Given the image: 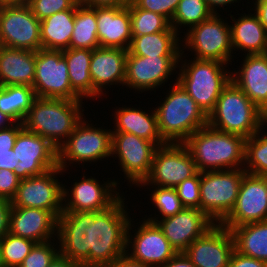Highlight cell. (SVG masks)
I'll list each match as a JSON object with an SVG mask.
<instances>
[{
  "label": "cell",
  "instance_id": "ac0fdd59",
  "mask_svg": "<svg viewBox=\"0 0 267 267\" xmlns=\"http://www.w3.org/2000/svg\"><path fill=\"white\" fill-rule=\"evenodd\" d=\"M135 229L132 237L130 220L127 228L126 253L131 259L142 262L151 267H160L172 259L177 252L164 236L157 223L143 219ZM132 225V226H131ZM130 248V249H129ZM129 250H132L130 253Z\"/></svg>",
  "mask_w": 267,
  "mask_h": 267
},
{
  "label": "cell",
  "instance_id": "1f68e13d",
  "mask_svg": "<svg viewBox=\"0 0 267 267\" xmlns=\"http://www.w3.org/2000/svg\"><path fill=\"white\" fill-rule=\"evenodd\" d=\"M230 232L236 252L267 263V221L237 226Z\"/></svg>",
  "mask_w": 267,
  "mask_h": 267
},
{
  "label": "cell",
  "instance_id": "ab89813d",
  "mask_svg": "<svg viewBox=\"0 0 267 267\" xmlns=\"http://www.w3.org/2000/svg\"><path fill=\"white\" fill-rule=\"evenodd\" d=\"M155 187L151 192V201L155 204V208L158 209L160 219H164L170 216H174L178 212L182 211L185 207L182 205L175 188L170 187Z\"/></svg>",
  "mask_w": 267,
  "mask_h": 267
},
{
  "label": "cell",
  "instance_id": "ee69618b",
  "mask_svg": "<svg viewBox=\"0 0 267 267\" xmlns=\"http://www.w3.org/2000/svg\"><path fill=\"white\" fill-rule=\"evenodd\" d=\"M76 3L77 0H29L28 5L32 13L42 21L54 13L71 9Z\"/></svg>",
  "mask_w": 267,
  "mask_h": 267
},
{
  "label": "cell",
  "instance_id": "d4e9b609",
  "mask_svg": "<svg viewBox=\"0 0 267 267\" xmlns=\"http://www.w3.org/2000/svg\"><path fill=\"white\" fill-rule=\"evenodd\" d=\"M242 67L231 72V81L267 115V57L246 55Z\"/></svg>",
  "mask_w": 267,
  "mask_h": 267
},
{
  "label": "cell",
  "instance_id": "6da1fadb",
  "mask_svg": "<svg viewBox=\"0 0 267 267\" xmlns=\"http://www.w3.org/2000/svg\"><path fill=\"white\" fill-rule=\"evenodd\" d=\"M245 138L213 129L195 131L184 144L199 172L239 169L244 166Z\"/></svg>",
  "mask_w": 267,
  "mask_h": 267
},
{
  "label": "cell",
  "instance_id": "ba28073f",
  "mask_svg": "<svg viewBox=\"0 0 267 267\" xmlns=\"http://www.w3.org/2000/svg\"><path fill=\"white\" fill-rule=\"evenodd\" d=\"M220 14H213L209 19L187 29L184 41L185 48L194 52L195 58L230 63L233 54L231 44V24L226 23Z\"/></svg>",
  "mask_w": 267,
  "mask_h": 267
},
{
  "label": "cell",
  "instance_id": "7dc6e473",
  "mask_svg": "<svg viewBox=\"0 0 267 267\" xmlns=\"http://www.w3.org/2000/svg\"><path fill=\"white\" fill-rule=\"evenodd\" d=\"M228 267H267V263L233 251Z\"/></svg>",
  "mask_w": 267,
  "mask_h": 267
},
{
  "label": "cell",
  "instance_id": "db71d44e",
  "mask_svg": "<svg viewBox=\"0 0 267 267\" xmlns=\"http://www.w3.org/2000/svg\"><path fill=\"white\" fill-rule=\"evenodd\" d=\"M47 267H81L78 263L58 254Z\"/></svg>",
  "mask_w": 267,
  "mask_h": 267
},
{
  "label": "cell",
  "instance_id": "7a4b0ae2",
  "mask_svg": "<svg viewBox=\"0 0 267 267\" xmlns=\"http://www.w3.org/2000/svg\"><path fill=\"white\" fill-rule=\"evenodd\" d=\"M82 100L37 97L23 127L47 139L57 150L83 119Z\"/></svg>",
  "mask_w": 267,
  "mask_h": 267
},
{
  "label": "cell",
  "instance_id": "cb8c5ba5",
  "mask_svg": "<svg viewBox=\"0 0 267 267\" xmlns=\"http://www.w3.org/2000/svg\"><path fill=\"white\" fill-rule=\"evenodd\" d=\"M58 218L48 210L40 208L12 207L9 233L36 243L56 241ZM53 238V239H51Z\"/></svg>",
  "mask_w": 267,
  "mask_h": 267
},
{
  "label": "cell",
  "instance_id": "d590c367",
  "mask_svg": "<svg viewBox=\"0 0 267 267\" xmlns=\"http://www.w3.org/2000/svg\"><path fill=\"white\" fill-rule=\"evenodd\" d=\"M263 129L245 140L243 169L246 173L267 176V132Z\"/></svg>",
  "mask_w": 267,
  "mask_h": 267
},
{
  "label": "cell",
  "instance_id": "8fae6325",
  "mask_svg": "<svg viewBox=\"0 0 267 267\" xmlns=\"http://www.w3.org/2000/svg\"><path fill=\"white\" fill-rule=\"evenodd\" d=\"M35 66L33 89L36 97L84 100L71 88L68 65L61 50L41 48L36 51Z\"/></svg>",
  "mask_w": 267,
  "mask_h": 267
},
{
  "label": "cell",
  "instance_id": "60d3db41",
  "mask_svg": "<svg viewBox=\"0 0 267 267\" xmlns=\"http://www.w3.org/2000/svg\"><path fill=\"white\" fill-rule=\"evenodd\" d=\"M22 128V123H14L0 130V169L15 170L19 160H17L13 147L16 137Z\"/></svg>",
  "mask_w": 267,
  "mask_h": 267
},
{
  "label": "cell",
  "instance_id": "bcb514c9",
  "mask_svg": "<svg viewBox=\"0 0 267 267\" xmlns=\"http://www.w3.org/2000/svg\"><path fill=\"white\" fill-rule=\"evenodd\" d=\"M20 178L9 169H0V198L11 201L16 195Z\"/></svg>",
  "mask_w": 267,
  "mask_h": 267
},
{
  "label": "cell",
  "instance_id": "7bdbcfd3",
  "mask_svg": "<svg viewBox=\"0 0 267 267\" xmlns=\"http://www.w3.org/2000/svg\"><path fill=\"white\" fill-rule=\"evenodd\" d=\"M175 190L185 208L200 209V172L182 181Z\"/></svg>",
  "mask_w": 267,
  "mask_h": 267
},
{
  "label": "cell",
  "instance_id": "3957f363",
  "mask_svg": "<svg viewBox=\"0 0 267 267\" xmlns=\"http://www.w3.org/2000/svg\"><path fill=\"white\" fill-rule=\"evenodd\" d=\"M123 195L110 207L95 212L92 222L90 267H111L126 253L127 228L131 218Z\"/></svg>",
  "mask_w": 267,
  "mask_h": 267
},
{
  "label": "cell",
  "instance_id": "52a82bcc",
  "mask_svg": "<svg viewBox=\"0 0 267 267\" xmlns=\"http://www.w3.org/2000/svg\"><path fill=\"white\" fill-rule=\"evenodd\" d=\"M245 173L243 168L200 172V210L216 224L233 209Z\"/></svg>",
  "mask_w": 267,
  "mask_h": 267
},
{
  "label": "cell",
  "instance_id": "8d00e7d4",
  "mask_svg": "<svg viewBox=\"0 0 267 267\" xmlns=\"http://www.w3.org/2000/svg\"><path fill=\"white\" fill-rule=\"evenodd\" d=\"M132 37L166 31L170 21L161 14L138 8L129 2Z\"/></svg>",
  "mask_w": 267,
  "mask_h": 267
},
{
  "label": "cell",
  "instance_id": "681fc988",
  "mask_svg": "<svg viewBox=\"0 0 267 267\" xmlns=\"http://www.w3.org/2000/svg\"><path fill=\"white\" fill-rule=\"evenodd\" d=\"M131 0H77L80 5L89 7H125Z\"/></svg>",
  "mask_w": 267,
  "mask_h": 267
},
{
  "label": "cell",
  "instance_id": "4dcf8cb0",
  "mask_svg": "<svg viewBox=\"0 0 267 267\" xmlns=\"http://www.w3.org/2000/svg\"><path fill=\"white\" fill-rule=\"evenodd\" d=\"M77 3L68 10L54 13L40 21L41 46L49 50L70 48Z\"/></svg>",
  "mask_w": 267,
  "mask_h": 267
},
{
  "label": "cell",
  "instance_id": "f6af8a7d",
  "mask_svg": "<svg viewBox=\"0 0 267 267\" xmlns=\"http://www.w3.org/2000/svg\"><path fill=\"white\" fill-rule=\"evenodd\" d=\"M131 1L138 8L161 14L171 22L180 0H131Z\"/></svg>",
  "mask_w": 267,
  "mask_h": 267
},
{
  "label": "cell",
  "instance_id": "f546056e",
  "mask_svg": "<svg viewBox=\"0 0 267 267\" xmlns=\"http://www.w3.org/2000/svg\"><path fill=\"white\" fill-rule=\"evenodd\" d=\"M178 35L180 34L170 26L166 31L132 37L128 55L143 57L180 56L182 42Z\"/></svg>",
  "mask_w": 267,
  "mask_h": 267
},
{
  "label": "cell",
  "instance_id": "f1b7e54d",
  "mask_svg": "<svg viewBox=\"0 0 267 267\" xmlns=\"http://www.w3.org/2000/svg\"><path fill=\"white\" fill-rule=\"evenodd\" d=\"M234 22L231 28V44L235 51H245V55L265 54L267 51V28L254 13L240 16L230 15ZM247 52V53H246Z\"/></svg>",
  "mask_w": 267,
  "mask_h": 267
},
{
  "label": "cell",
  "instance_id": "816d5d0a",
  "mask_svg": "<svg viewBox=\"0 0 267 267\" xmlns=\"http://www.w3.org/2000/svg\"><path fill=\"white\" fill-rule=\"evenodd\" d=\"M111 267H151L131 259L127 254L120 256Z\"/></svg>",
  "mask_w": 267,
  "mask_h": 267
},
{
  "label": "cell",
  "instance_id": "5b68a950",
  "mask_svg": "<svg viewBox=\"0 0 267 267\" xmlns=\"http://www.w3.org/2000/svg\"><path fill=\"white\" fill-rule=\"evenodd\" d=\"M167 93L155 109L159 133L166 143H184L208 125V116L177 81Z\"/></svg>",
  "mask_w": 267,
  "mask_h": 267
},
{
  "label": "cell",
  "instance_id": "4fadbf2b",
  "mask_svg": "<svg viewBox=\"0 0 267 267\" xmlns=\"http://www.w3.org/2000/svg\"><path fill=\"white\" fill-rule=\"evenodd\" d=\"M92 222L95 212H62L58 217L59 254L81 267H90Z\"/></svg>",
  "mask_w": 267,
  "mask_h": 267
},
{
  "label": "cell",
  "instance_id": "6f0895ef",
  "mask_svg": "<svg viewBox=\"0 0 267 267\" xmlns=\"http://www.w3.org/2000/svg\"><path fill=\"white\" fill-rule=\"evenodd\" d=\"M29 0H0V7L28 4Z\"/></svg>",
  "mask_w": 267,
  "mask_h": 267
},
{
  "label": "cell",
  "instance_id": "f35d334b",
  "mask_svg": "<svg viewBox=\"0 0 267 267\" xmlns=\"http://www.w3.org/2000/svg\"><path fill=\"white\" fill-rule=\"evenodd\" d=\"M36 242L7 233L0 239L4 267H19Z\"/></svg>",
  "mask_w": 267,
  "mask_h": 267
},
{
  "label": "cell",
  "instance_id": "e575fe53",
  "mask_svg": "<svg viewBox=\"0 0 267 267\" xmlns=\"http://www.w3.org/2000/svg\"><path fill=\"white\" fill-rule=\"evenodd\" d=\"M98 47L100 43L97 36L96 7L77 2L70 48L94 50Z\"/></svg>",
  "mask_w": 267,
  "mask_h": 267
},
{
  "label": "cell",
  "instance_id": "44dd1931",
  "mask_svg": "<svg viewBox=\"0 0 267 267\" xmlns=\"http://www.w3.org/2000/svg\"><path fill=\"white\" fill-rule=\"evenodd\" d=\"M146 220L157 223L177 253H183L195 239L216 224L203 211L196 208H184L174 216L160 220L158 217Z\"/></svg>",
  "mask_w": 267,
  "mask_h": 267
},
{
  "label": "cell",
  "instance_id": "c3c4849f",
  "mask_svg": "<svg viewBox=\"0 0 267 267\" xmlns=\"http://www.w3.org/2000/svg\"><path fill=\"white\" fill-rule=\"evenodd\" d=\"M11 201L0 198V239L9 232Z\"/></svg>",
  "mask_w": 267,
  "mask_h": 267
},
{
  "label": "cell",
  "instance_id": "b9f144b4",
  "mask_svg": "<svg viewBox=\"0 0 267 267\" xmlns=\"http://www.w3.org/2000/svg\"><path fill=\"white\" fill-rule=\"evenodd\" d=\"M55 246L51 240L36 243L19 267H47L59 254V247Z\"/></svg>",
  "mask_w": 267,
  "mask_h": 267
},
{
  "label": "cell",
  "instance_id": "9a60e30c",
  "mask_svg": "<svg viewBox=\"0 0 267 267\" xmlns=\"http://www.w3.org/2000/svg\"><path fill=\"white\" fill-rule=\"evenodd\" d=\"M156 148L153 142L134 134L112 133L111 157L119 158L130 185L138 187L148 177Z\"/></svg>",
  "mask_w": 267,
  "mask_h": 267
},
{
  "label": "cell",
  "instance_id": "11a10c76",
  "mask_svg": "<svg viewBox=\"0 0 267 267\" xmlns=\"http://www.w3.org/2000/svg\"><path fill=\"white\" fill-rule=\"evenodd\" d=\"M205 1L207 2L209 9L214 14H219V12H217L218 11L217 10L218 7L220 8V7L223 6V8H224L225 6H230L231 3L233 4L235 2V4H236V2H238L240 0H205Z\"/></svg>",
  "mask_w": 267,
  "mask_h": 267
},
{
  "label": "cell",
  "instance_id": "277c9868",
  "mask_svg": "<svg viewBox=\"0 0 267 267\" xmlns=\"http://www.w3.org/2000/svg\"><path fill=\"white\" fill-rule=\"evenodd\" d=\"M208 125L247 139L267 126V115L231 81L222 90L214 109L209 113Z\"/></svg>",
  "mask_w": 267,
  "mask_h": 267
},
{
  "label": "cell",
  "instance_id": "484cf974",
  "mask_svg": "<svg viewBox=\"0 0 267 267\" xmlns=\"http://www.w3.org/2000/svg\"><path fill=\"white\" fill-rule=\"evenodd\" d=\"M100 47L128 50L132 41L129 4L125 7H96Z\"/></svg>",
  "mask_w": 267,
  "mask_h": 267
},
{
  "label": "cell",
  "instance_id": "30bf717a",
  "mask_svg": "<svg viewBox=\"0 0 267 267\" xmlns=\"http://www.w3.org/2000/svg\"><path fill=\"white\" fill-rule=\"evenodd\" d=\"M198 172L192 155L184 143H166L156 148L150 173L140 186L175 188Z\"/></svg>",
  "mask_w": 267,
  "mask_h": 267
},
{
  "label": "cell",
  "instance_id": "5bb4252c",
  "mask_svg": "<svg viewBox=\"0 0 267 267\" xmlns=\"http://www.w3.org/2000/svg\"><path fill=\"white\" fill-rule=\"evenodd\" d=\"M64 172L59 167L39 176L20 180L12 207L40 208L51 211L57 218L63 212V186L56 179ZM56 174V175H55Z\"/></svg>",
  "mask_w": 267,
  "mask_h": 267
},
{
  "label": "cell",
  "instance_id": "680465c9",
  "mask_svg": "<svg viewBox=\"0 0 267 267\" xmlns=\"http://www.w3.org/2000/svg\"><path fill=\"white\" fill-rule=\"evenodd\" d=\"M0 267H4L3 262H2V258H1V249H0Z\"/></svg>",
  "mask_w": 267,
  "mask_h": 267
},
{
  "label": "cell",
  "instance_id": "83f0119b",
  "mask_svg": "<svg viewBox=\"0 0 267 267\" xmlns=\"http://www.w3.org/2000/svg\"><path fill=\"white\" fill-rule=\"evenodd\" d=\"M114 115L115 129H112V133L134 134L153 142L157 147L166 144L159 133L155 108L147 113L141 108L119 107Z\"/></svg>",
  "mask_w": 267,
  "mask_h": 267
},
{
  "label": "cell",
  "instance_id": "8992f818",
  "mask_svg": "<svg viewBox=\"0 0 267 267\" xmlns=\"http://www.w3.org/2000/svg\"><path fill=\"white\" fill-rule=\"evenodd\" d=\"M186 60L181 61L183 64L180 62V73L175 80L208 116L222 90L231 82V71L225 68L228 64L222 62L196 58Z\"/></svg>",
  "mask_w": 267,
  "mask_h": 267
},
{
  "label": "cell",
  "instance_id": "e0dca14e",
  "mask_svg": "<svg viewBox=\"0 0 267 267\" xmlns=\"http://www.w3.org/2000/svg\"><path fill=\"white\" fill-rule=\"evenodd\" d=\"M261 221H267V176L245 173L236 203L220 224L231 230Z\"/></svg>",
  "mask_w": 267,
  "mask_h": 267
},
{
  "label": "cell",
  "instance_id": "9f6ffc18",
  "mask_svg": "<svg viewBox=\"0 0 267 267\" xmlns=\"http://www.w3.org/2000/svg\"><path fill=\"white\" fill-rule=\"evenodd\" d=\"M15 122L6 114L0 111V130L9 127Z\"/></svg>",
  "mask_w": 267,
  "mask_h": 267
},
{
  "label": "cell",
  "instance_id": "7c38bea8",
  "mask_svg": "<svg viewBox=\"0 0 267 267\" xmlns=\"http://www.w3.org/2000/svg\"><path fill=\"white\" fill-rule=\"evenodd\" d=\"M0 46L29 51L42 48L40 20L28 4L0 7Z\"/></svg>",
  "mask_w": 267,
  "mask_h": 267
},
{
  "label": "cell",
  "instance_id": "836d02e7",
  "mask_svg": "<svg viewBox=\"0 0 267 267\" xmlns=\"http://www.w3.org/2000/svg\"><path fill=\"white\" fill-rule=\"evenodd\" d=\"M36 98L31 86H0V111L8 115L15 123H23Z\"/></svg>",
  "mask_w": 267,
  "mask_h": 267
},
{
  "label": "cell",
  "instance_id": "ffe728a7",
  "mask_svg": "<svg viewBox=\"0 0 267 267\" xmlns=\"http://www.w3.org/2000/svg\"><path fill=\"white\" fill-rule=\"evenodd\" d=\"M159 56L143 57L128 55L126 60V76L124 85L137 91H152L160 87L176 71L182 57Z\"/></svg>",
  "mask_w": 267,
  "mask_h": 267
},
{
  "label": "cell",
  "instance_id": "d6a6232c",
  "mask_svg": "<svg viewBox=\"0 0 267 267\" xmlns=\"http://www.w3.org/2000/svg\"><path fill=\"white\" fill-rule=\"evenodd\" d=\"M68 65L71 88L83 99H92L90 61L92 50L68 48L62 51Z\"/></svg>",
  "mask_w": 267,
  "mask_h": 267
},
{
  "label": "cell",
  "instance_id": "7402d4cb",
  "mask_svg": "<svg viewBox=\"0 0 267 267\" xmlns=\"http://www.w3.org/2000/svg\"><path fill=\"white\" fill-rule=\"evenodd\" d=\"M233 251L234 240L230 230L215 224L183 253L195 267H228Z\"/></svg>",
  "mask_w": 267,
  "mask_h": 267
},
{
  "label": "cell",
  "instance_id": "603a6c76",
  "mask_svg": "<svg viewBox=\"0 0 267 267\" xmlns=\"http://www.w3.org/2000/svg\"><path fill=\"white\" fill-rule=\"evenodd\" d=\"M128 50L121 48L98 47L92 50L90 76L92 98L103 95L106 86H124Z\"/></svg>",
  "mask_w": 267,
  "mask_h": 267
},
{
  "label": "cell",
  "instance_id": "2e32d148",
  "mask_svg": "<svg viewBox=\"0 0 267 267\" xmlns=\"http://www.w3.org/2000/svg\"><path fill=\"white\" fill-rule=\"evenodd\" d=\"M13 151L19 160L14 173L21 180L58 167V150L47 139L24 127L16 137Z\"/></svg>",
  "mask_w": 267,
  "mask_h": 267
},
{
  "label": "cell",
  "instance_id": "9c48e42d",
  "mask_svg": "<svg viewBox=\"0 0 267 267\" xmlns=\"http://www.w3.org/2000/svg\"><path fill=\"white\" fill-rule=\"evenodd\" d=\"M85 120L82 119L58 149V167L63 171L67 169L68 163L91 164L92 161L111 157L112 130L94 127Z\"/></svg>",
  "mask_w": 267,
  "mask_h": 267
},
{
  "label": "cell",
  "instance_id": "f5cc1de1",
  "mask_svg": "<svg viewBox=\"0 0 267 267\" xmlns=\"http://www.w3.org/2000/svg\"><path fill=\"white\" fill-rule=\"evenodd\" d=\"M254 10L260 22L267 28V0H255Z\"/></svg>",
  "mask_w": 267,
  "mask_h": 267
},
{
  "label": "cell",
  "instance_id": "74e56055",
  "mask_svg": "<svg viewBox=\"0 0 267 267\" xmlns=\"http://www.w3.org/2000/svg\"><path fill=\"white\" fill-rule=\"evenodd\" d=\"M213 14L205 0H180L170 24L180 33V27L190 28L209 19Z\"/></svg>",
  "mask_w": 267,
  "mask_h": 267
},
{
  "label": "cell",
  "instance_id": "d6986e66",
  "mask_svg": "<svg viewBox=\"0 0 267 267\" xmlns=\"http://www.w3.org/2000/svg\"><path fill=\"white\" fill-rule=\"evenodd\" d=\"M118 184L115 180H108L101 185L96 178L83 175L71 189L63 186V212H99L107 209L121 197L120 192L116 191Z\"/></svg>",
  "mask_w": 267,
  "mask_h": 267
},
{
  "label": "cell",
  "instance_id": "f907efd6",
  "mask_svg": "<svg viewBox=\"0 0 267 267\" xmlns=\"http://www.w3.org/2000/svg\"><path fill=\"white\" fill-rule=\"evenodd\" d=\"M160 267H195L184 253H177L165 265Z\"/></svg>",
  "mask_w": 267,
  "mask_h": 267
},
{
  "label": "cell",
  "instance_id": "4316f807",
  "mask_svg": "<svg viewBox=\"0 0 267 267\" xmlns=\"http://www.w3.org/2000/svg\"><path fill=\"white\" fill-rule=\"evenodd\" d=\"M36 51L0 46V86L33 87Z\"/></svg>",
  "mask_w": 267,
  "mask_h": 267
}]
</instances>
